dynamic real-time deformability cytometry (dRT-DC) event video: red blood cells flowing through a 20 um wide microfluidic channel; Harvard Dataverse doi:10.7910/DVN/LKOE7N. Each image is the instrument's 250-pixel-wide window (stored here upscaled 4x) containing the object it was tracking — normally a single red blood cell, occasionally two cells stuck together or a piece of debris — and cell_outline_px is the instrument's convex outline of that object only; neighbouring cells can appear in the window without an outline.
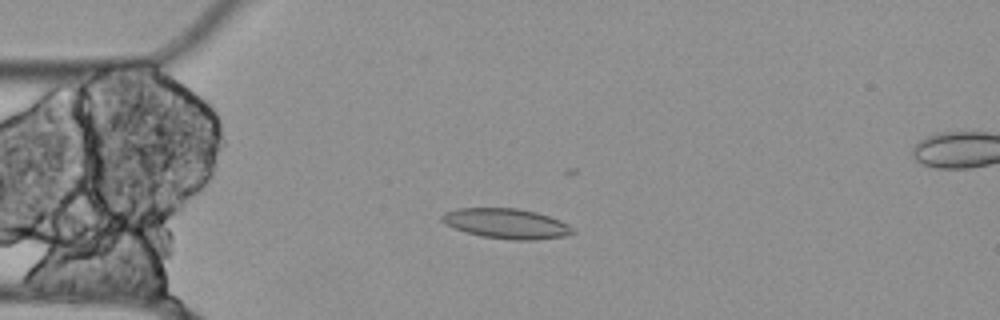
{"species": "Egyptian fruit bat (a non-hibernating species)", "species_latin": "Rousettus aegyptiacus", "temperature_condition": "cold", "stored_images_in_passage": 33, "camera_frame_rate_fps": 3000, "um_per_image_px": 0.085, "animal": {"sex": "female"}, "frame": {"image": 1, "passage_image": 4, "time_ms": 1.0, "image_size_px": [1000, 320], "cell_outline_px": [[576, 232], [568, 236], [532, 240], [512, 240], [480, 236], [456, 228], [440, 220], [440, 216], [444, 212], [460, 208], [516, 208], [536, 212], [560, 220], [576, 228]], "centroid_in_image_um": [43.1, 19.01], "position_along_channel_um": 41.9, "area_um2": 22.95}}
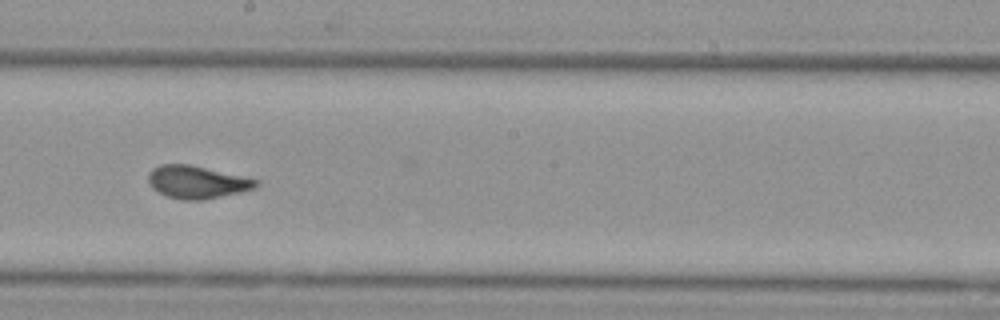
{"frame": {"image": 2, "passage_image": 21, "time_ms": 6.667, "image_size_px": [1000, 320], "cell_outline_px": [[260, 184], [256, 188], [204, 200], [184, 200], [168, 196], [152, 188], [148, 180], [148, 176], [152, 168], [160, 164], [188, 164], [260, 180]], "centroid_in_image_um": [16.75, 15.47], "position_along_channel_um": 231.4, "area_um2": 20.35}}
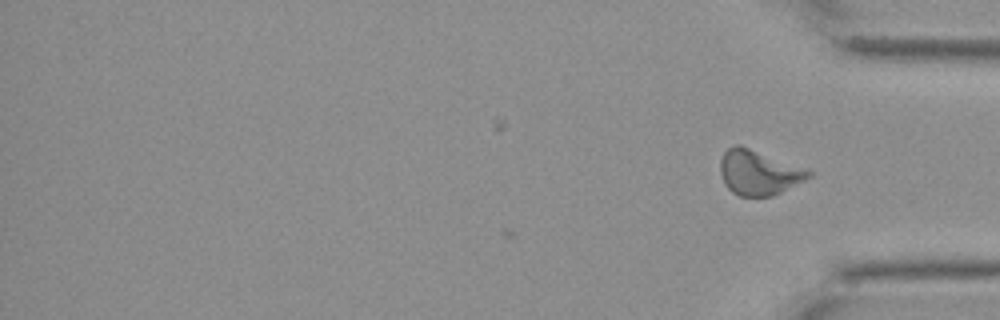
{"frame": {"image": 3, "passage_image": 33, "time_ms": 10.667, "image_size_px": [1000, 320], "cell_outline_px": [[812, 176], [772, 196], [740, 196], [732, 192], [724, 184], [720, 172], [720, 160], [724, 152], [728, 148], [736, 144], [740, 144], [812, 172]], "centroid_in_image_um": [64.42, 14.67], "position_along_channel_um": 370.8, "area_um2": 22.66}, "authors_computed_cell_mechanics": {"area_um2": 20.9236, "velocity_mm_per_s": 3.5128, "shape_relaxation_time_tau1_ms": null, "shape_relaxation_time_tau2_ms": 1.7283, "deformation_change_tau1": null, "deformation_change_tau2": 0.0637}}